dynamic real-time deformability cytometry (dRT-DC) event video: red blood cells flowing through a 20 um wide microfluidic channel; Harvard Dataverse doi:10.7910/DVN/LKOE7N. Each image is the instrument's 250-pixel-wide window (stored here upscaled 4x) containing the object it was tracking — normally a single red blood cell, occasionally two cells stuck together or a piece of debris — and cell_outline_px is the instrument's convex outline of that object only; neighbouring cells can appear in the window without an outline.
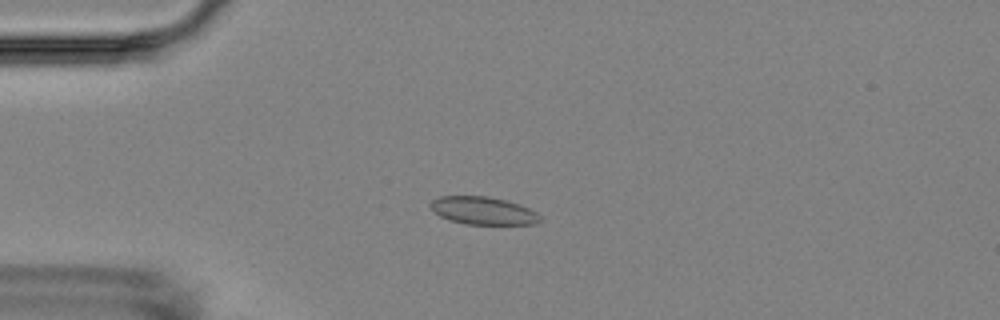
{"species": "Egyptian fruit bat (a non-hibernating species)", "species_latin": "Rousettus aegyptiacus", "temperature_condition": "room temperature", "stored_images_in_passage": 4, "camera_frame_rate_fps": 3000, "um_per_image_px": 0.085, "animal": {"sex": "female"}, "frame": {"image": 1, "passage_image": 4, "time_ms": 3.333, "image_size_px": [1000, 320], "cell_outline_px": [[540, 220], [536, 224], [464, 224], [448, 220], [440, 216], [432, 208], [432, 200], [440, 196], [484, 196], [504, 200], [528, 208], [536, 212], [540, 216]], "centroid_in_image_um": [41.06, 17.92], "position_along_channel_um": 43.9, "area_um2": 17.4}}